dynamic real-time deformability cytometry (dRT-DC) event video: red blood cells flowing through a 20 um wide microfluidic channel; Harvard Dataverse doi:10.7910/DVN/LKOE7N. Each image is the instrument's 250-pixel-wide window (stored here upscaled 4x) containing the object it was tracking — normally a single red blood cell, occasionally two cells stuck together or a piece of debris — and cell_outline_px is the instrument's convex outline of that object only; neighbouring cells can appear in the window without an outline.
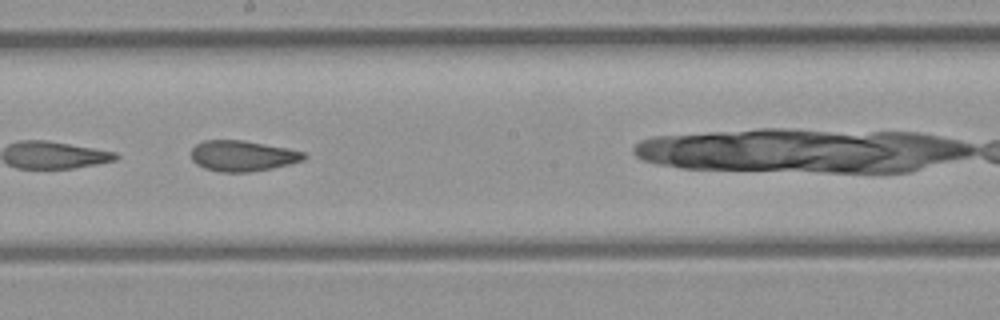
{"species": "common noctule bat (a hibernating species)", "species_latin": "Nyctalus noctula", "temperature_condition": "room temperature", "stored_images_in_passage": 19, "camera_frame_rate_fps": 3000, "um_per_image_px": 0.085, "animal": {"sex": "female", "body_mass_g": 21.9}, "frame": {"image": 1, "passage_image": 11, "time_ms": 3.333, "image_size_px": [1000, 320], "cell_outline_px": [[308, 156], [304, 160], [272, 168], [248, 172], [220, 172], [204, 168], [196, 164], [192, 160], [192, 148], [196, 144], [204, 140], [244, 140], [288, 148], [304, 152]], "centroid_in_image_um": [20.62, 13.24], "position_along_channel_um": 227.6, "area_um2": 20.23}}
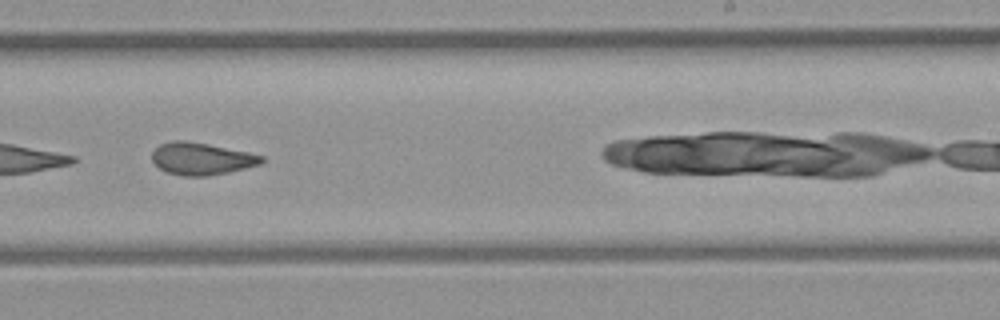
{"frame": {"image": 2, "passage_image": 14, "time_ms": 4.333, "image_size_px": [1000, 320], "cell_outline_px": [[264, 160], [260, 164], [228, 172], [208, 176], [184, 176], [168, 172], [160, 168], [152, 160], [152, 152], [160, 144], [172, 140], [184, 140], [208, 144], [248, 152], [264, 156]], "centroid_in_image_um": [17.12, 13.48], "position_along_channel_um": 271.9, "area_um2": 20.4}}